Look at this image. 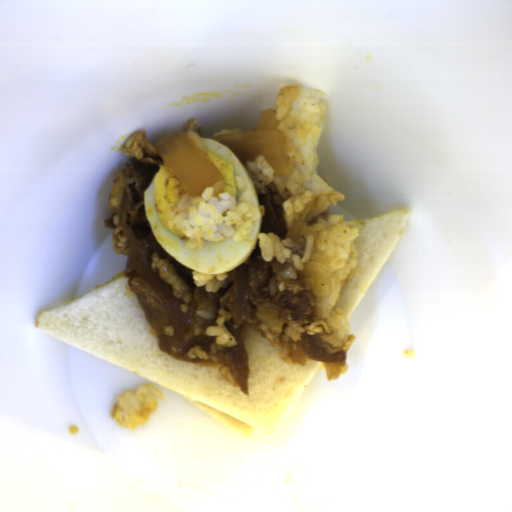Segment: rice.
Listing matches in <instances>:
<instances>
[{
	"instance_id": "rice-1",
	"label": "rice",
	"mask_w": 512,
	"mask_h": 512,
	"mask_svg": "<svg viewBox=\"0 0 512 512\" xmlns=\"http://www.w3.org/2000/svg\"><path fill=\"white\" fill-rule=\"evenodd\" d=\"M326 95L321 90L299 85L283 86L277 94L275 117L283 131L293 166L286 189L285 228L288 233L305 208H312L296 236L281 239L273 233H260V254L265 262H289L299 273L310 261L321 262L331 273L328 298L314 297L322 321L330 328L333 341L344 343L351 335L343 309L336 307L347 283L361 271L354 239L359 231L342 214L331 215V206L345 200L344 193L328 185L318 173L317 146L325 129ZM287 233V235H288Z\"/></svg>"
},
{
	"instance_id": "rice-2",
	"label": "rice",
	"mask_w": 512,
	"mask_h": 512,
	"mask_svg": "<svg viewBox=\"0 0 512 512\" xmlns=\"http://www.w3.org/2000/svg\"><path fill=\"white\" fill-rule=\"evenodd\" d=\"M234 181L240 191L238 198L226 191L215 196L210 186L201 195L191 197L187 193L168 207V226L188 238L185 248L200 250L206 241L222 242L225 237L239 243L264 217L265 207L255 204L254 191L245 175H238Z\"/></svg>"
},
{
	"instance_id": "rice-3",
	"label": "rice",
	"mask_w": 512,
	"mask_h": 512,
	"mask_svg": "<svg viewBox=\"0 0 512 512\" xmlns=\"http://www.w3.org/2000/svg\"><path fill=\"white\" fill-rule=\"evenodd\" d=\"M164 400L161 390L151 384L139 386L118 396L110 415L120 427L135 430L147 422L151 414L157 410L159 401Z\"/></svg>"
},
{
	"instance_id": "rice-4",
	"label": "rice",
	"mask_w": 512,
	"mask_h": 512,
	"mask_svg": "<svg viewBox=\"0 0 512 512\" xmlns=\"http://www.w3.org/2000/svg\"><path fill=\"white\" fill-rule=\"evenodd\" d=\"M243 164L255 187L256 194L258 190L276 178L275 170L263 155H257L255 160H247Z\"/></svg>"
},
{
	"instance_id": "rice-5",
	"label": "rice",
	"mask_w": 512,
	"mask_h": 512,
	"mask_svg": "<svg viewBox=\"0 0 512 512\" xmlns=\"http://www.w3.org/2000/svg\"><path fill=\"white\" fill-rule=\"evenodd\" d=\"M232 313L225 309H219L215 326H208L205 329L206 336H214L216 344L225 347L237 346V341L233 334L225 326V323L230 319Z\"/></svg>"
},
{
	"instance_id": "rice-6",
	"label": "rice",
	"mask_w": 512,
	"mask_h": 512,
	"mask_svg": "<svg viewBox=\"0 0 512 512\" xmlns=\"http://www.w3.org/2000/svg\"><path fill=\"white\" fill-rule=\"evenodd\" d=\"M193 284L197 286H202L206 292H218L226 282L228 278V273H220V274H205L198 271H191Z\"/></svg>"
}]
</instances>
